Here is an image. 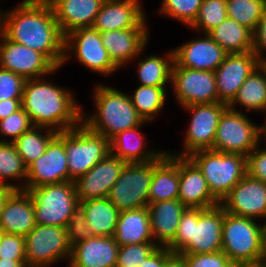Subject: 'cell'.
Returning <instances> with one entry per match:
<instances>
[{
    "mask_svg": "<svg viewBox=\"0 0 266 267\" xmlns=\"http://www.w3.org/2000/svg\"><path fill=\"white\" fill-rule=\"evenodd\" d=\"M4 13L2 34L13 42L42 53L57 69L64 62L65 36L47 0H24Z\"/></svg>",
    "mask_w": 266,
    "mask_h": 267,
    "instance_id": "1",
    "label": "cell"
},
{
    "mask_svg": "<svg viewBox=\"0 0 266 267\" xmlns=\"http://www.w3.org/2000/svg\"><path fill=\"white\" fill-rule=\"evenodd\" d=\"M72 92L43 78L26 79L21 108L29 115L33 126L63 132L82 123V108Z\"/></svg>",
    "mask_w": 266,
    "mask_h": 267,
    "instance_id": "2",
    "label": "cell"
},
{
    "mask_svg": "<svg viewBox=\"0 0 266 267\" xmlns=\"http://www.w3.org/2000/svg\"><path fill=\"white\" fill-rule=\"evenodd\" d=\"M224 209L186 208L180 218L175 238L166 246L173 253L205 254L222 251Z\"/></svg>",
    "mask_w": 266,
    "mask_h": 267,
    "instance_id": "3",
    "label": "cell"
},
{
    "mask_svg": "<svg viewBox=\"0 0 266 267\" xmlns=\"http://www.w3.org/2000/svg\"><path fill=\"white\" fill-rule=\"evenodd\" d=\"M94 93L96 114L82 116V123L89 130L110 140L121 131L147 123L137 113L126 93L103 84L96 85Z\"/></svg>",
    "mask_w": 266,
    "mask_h": 267,
    "instance_id": "4",
    "label": "cell"
},
{
    "mask_svg": "<svg viewBox=\"0 0 266 267\" xmlns=\"http://www.w3.org/2000/svg\"><path fill=\"white\" fill-rule=\"evenodd\" d=\"M188 158L204 175L212 195L219 201L247 174V156L238 153H222L198 150Z\"/></svg>",
    "mask_w": 266,
    "mask_h": 267,
    "instance_id": "5",
    "label": "cell"
},
{
    "mask_svg": "<svg viewBox=\"0 0 266 267\" xmlns=\"http://www.w3.org/2000/svg\"><path fill=\"white\" fill-rule=\"evenodd\" d=\"M224 211L222 252L234 263L260 261L266 242L265 224Z\"/></svg>",
    "mask_w": 266,
    "mask_h": 267,
    "instance_id": "6",
    "label": "cell"
},
{
    "mask_svg": "<svg viewBox=\"0 0 266 267\" xmlns=\"http://www.w3.org/2000/svg\"><path fill=\"white\" fill-rule=\"evenodd\" d=\"M25 191L33 200L36 224L66 228L79 205L74 181L25 188Z\"/></svg>",
    "mask_w": 266,
    "mask_h": 267,
    "instance_id": "7",
    "label": "cell"
},
{
    "mask_svg": "<svg viewBox=\"0 0 266 267\" xmlns=\"http://www.w3.org/2000/svg\"><path fill=\"white\" fill-rule=\"evenodd\" d=\"M64 147L69 181H75L110 153V140L81 123L64 131Z\"/></svg>",
    "mask_w": 266,
    "mask_h": 267,
    "instance_id": "8",
    "label": "cell"
},
{
    "mask_svg": "<svg viewBox=\"0 0 266 267\" xmlns=\"http://www.w3.org/2000/svg\"><path fill=\"white\" fill-rule=\"evenodd\" d=\"M168 154L146 163H127L112 186L108 199L120 211L148 206L149 188L154 167Z\"/></svg>",
    "mask_w": 266,
    "mask_h": 267,
    "instance_id": "9",
    "label": "cell"
},
{
    "mask_svg": "<svg viewBox=\"0 0 266 267\" xmlns=\"http://www.w3.org/2000/svg\"><path fill=\"white\" fill-rule=\"evenodd\" d=\"M261 135L262 126H256L243 112L228 107L220 117L213 150L248 156L259 146Z\"/></svg>",
    "mask_w": 266,
    "mask_h": 267,
    "instance_id": "10",
    "label": "cell"
},
{
    "mask_svg": "<svg viewBox=\"0 0 266 267\" xmlns=\"http://www.w3.org/2000/svg\"><path fill=\"white\" fill-rule=\"evenodd\" d=\"M27 267H49L71 256L65 227L52 225L36 226L25 236Z\"/></svg>",
    "mask_w": 266,
    "mask_h": 267,
    "instance_id": "11",
    "label": "cell"
},
{
    "mask_svg": "<svg viewBox=\"0 0 266 267\" xmlns=\"http://www.w3.org/2000/svg\"><path fill=\"white\" fill-rule=\"evenodd\" d=\"M64 50L63 63L70 57L68 51L71 50L75 51V58L93 72L106 76L119 69L103 46L100 32L93 27L77 28L66 34Z\"/></svg>",
    "mask_w": 266,
    "mask_h": 267,
    "instance_id": "12",
    "label": "cell"
},
{
    "mask_svg": "<svg viewBox=\"0 0 266 267\" xmlns=\"http://www.w3.org/2000/svg\"><path fill=\"white\" fill-rule=\"evenodd\" d=\"M192 116L184 139V152L174 156L188 157L198 150H213L214 139L222 113L228 105L222 102L194 104L183 107ZM192 111V112H191Z\"/></svg>",
    "mask_w": 266,
    "mask_h": 267,
    "instance_id": "13",
    "label": "cell"
},
{
    "mask_svg": "<svg viewBox=\"0 0 266 267\" xmlns=\"http://www.w3.org/2000/svg\"><path fill=\"white\" fill-rule=\"evenodd\" d=\"M170 83L182 107L218 102L214 71L193 70L174 61Z\"/></svg>",
    "mask_w": 266,
    "mask_h": 267,
    "instance_id": "14",
    "label": "cell"
},
{
    "mask_svg": "<svg viewBox=\"0 0 266 267\" xmlns=\"http://www.w3.org/2000/svg\"><path fill=\"white\" fill-rule=\"evenodd\" d=\"M69 181L64 131L58 132L48 143L45 152L27 167L25 188Z\"/></svg>",
    "mask_w": 266,
    "mask_h": 267,
    "instance_id": "15",
    "label": "cell"
},
{
    "mask_svg": "<svg viewBox=\"0 0 266 267\" xmlns=\"http://www.w3.org/2000/svg\"><path fill=\"white\" fill-rule=\"evenodd\" d=\"M0 39V68L25 79L42 78L57 71L42 53L8 40L2 33Z\"/></svg>",
    "mask_w": 266,
    "mask_h": 267,
    "instance_id": "16",
    "label": "cell"
},
{
    "mask_svg": "<svg viewBox=\"0 0 266 267\" xmlns=\"http://www.w3.org/2000/svg\"><path fill=\"white\" fill-rule=\"evenodd\" d=\"M261 64L253 51L228 53L214 71L218 102L229 105L247 77Z\"/></svg>",
    "mask_w": 266,
    "mask_h": 267,
    "instance_id": "17",
    "label": "cell"
},
{
    "mask_svg": "<svg viewBox=\"0 0 266 267\" xmlns=\"http://www.w3.org/2000/svg\"><path fill=\"white\" fill-rule=\"evenodd\" d=\"M224 211L239 217L266 218V183L246 174L221 200Z\"/></svg>",
    "mask_w": 266,
    "mask_h": 267,
    "instance_id": "18",
    "label": "cell"
},
{
    "mask_svg": "<svg viewBox=\"0 0 266 267\" xmlns=\"http://www.w3.org/2000/svg\"><path fill=\"white\" fill-rule=\"evenodd\" d=\"M127 163L109 153L87 173L75 181L78 202L107 198L115 181Z\"/></svg>",
    "mask_w": 266,
    "mask_h": 267,
    "instance_id": "19",
    "label": "cell"
},
{
    "mask_svg": "<svg viewBox=\"0 0 266 267\" xmlns=\"http://www.w3.org/2000/svg\"><path fill=\"white\" fill-rule=\"evenodd\" d=\"M138 0H105L92 25L99 32L147 29L145 13Z\"/></svg>",
    "mask_w": 266,
    "mask_h": 267,
    "instance_id": "20",
    "label": "cell"
},
{
    "mask_svg": "<svg viewBox=\"0 0 266 267\" xmlns=\"http://www.w3.org/2000/svg\"><path fill=\"white\" fill-rule=\"evenodd\" d=\"M178 199L186 208L207 209L220 204L210 192L202 172L188 157H179Z\"/></svg>",
    "mask_w": 266,
    "mask_h": 267,
    "instance_id": "21",
    "label": "cell"
},
{
    "mask_svg": "<svg viewBox=\"0 0 266 267\" xmlns=\"http://www.w3.org/2000/svg\"><path fill=\"white\" fill-rule=\"evenodd\" d=\"M173 52L174 61L179 66L204 71H215L228 54L207 34L204 38L181 44Z\"/></svg>",
    "mask_w": 266,
    "mask_h": 267,
    "instance_id": "22",
    "label": "cell"
},
{
    "mask_svg": "<svg viewBox=\"0 0 266 267\" xmlns=\"http://www.w3.org/2000/svg\"><path fill=\"white\" fill-rule=\"evenodd\" d=\"M119 245L113 237L95 236L71 247V267H115Z\"/></svg>",
    "mask_w": 266,
    "mask_h": 267,
    "instance_id": "23",
    "label": "cell"
},
{
    "mask_svg": "<svg viewBox=\"0 0 266 267\" xmlns=\"http://www.w3.org/2000/svg\"><path fill=\"white\" fill-rule=\"evenodd\" d=\"M60 31L65 36L74 29L92 27L105 0H47Z\"/></svg>",
    "mask_w": 266,
    "mask_h": 267,
    "instance_id": "24",
    "label": "cell"
},
{
    "mask_svg": "<svg viewBox=\"0 0 266 267\" xmlns=\"http://www.w3.org/2000/svg\"><path fill=\"white\" fill-rule=\"evenodd\" d=\"M148 32L147 29H121L100 34L110 58L121 68L144 50L149 40Z\"/></svg>",
    "mask_w": 266,
    "mask_h": 267,
    "instance_id": "25",
    "label": "cell"
},
{
    "mask_svg": "<svg viewBox=\"0 0 266 267\" xmlns=\"http://www.w3.org/2000/svg\"><path fill=\"white\" fill-rule=\"evenodd\" d=\"M35 226L32 198L27 191L17 190L8 199L0 216V228L3 233L25 237Z\"/></svg>",
    "mask_w": 266,
    "mask_h": 267,
    "instance_id": "26",
    "label": "cell"
},
{
    "mask_svg": "<svg viewBox=\"0 0 266 267\" xmlns=\"http://www.w3.org/2000/svg\"><path fill=\"white\" fill-rule=\"evenodd\" d=\"M147 207L152 238H155L158 246H167L176 236L181 215L186 207L179 199L150 203Z\"/></svg>",
    "mask_w": 266,
    "mask_h": 267,
    "instance_id": "27",
    "label": "cell"
},
{
    "mask_svg": "<svg viewBox=\"0 0 266 267\" xmlns=\"http://www.w3.org/2000/svg\"><path fill=\"white\" fill-rule=\"evenodd\" d=\"M113 238L119 246L155 242L148 207L120 212Z\"/></svg>",
    "mask_w": 266,
    "mask_h": 267,
    "instance_id": "28",
    "label": "cell"
},
{
    "mask_svg": "<svg viewBox=\"0 0 266 267\" xmlns=\"http://www.w3.org/2000/svg\"><path fill=\"white\" fill-rule=\"evenodd\" d=\"M179 157L168 154L154 167L148 204L178 199Z\"/></svg>",
    "mask_w": 266,
    "mask_h": 267,
    "instance_id": "29",
    "label": "cell"
},
{
    "mask_svg": "<svg viewBox=\"0 0 266 267\" xmlns=\"http://www.w3.org/2000/svg\"><path fill=\"white\" fill-rule=\"evenodd\" d=\"M140 126L117 133L110 139V153L126 163H146L157 159L163 151H150L139 132Z\"/></svg>",
    "mask_w": 266,
    "mask_h": 267,
    "instance_id": "30",
    "label": "cell"
},
{
    "mask_svg": "<svg viewBox=\"0 0 266 267\" xmlns=\"http://www.w3.org/2000/svg\"><path fill=\"white\" fill-rule=\"evenodd\" d=\"M95 236L113 237L120 211L108 198L79 202Z\"/></svg>",
    "mask_w": 266,
    "mask_h": 267,
    "instance_id": "31",
    "label": "cell"
},
{
    "mask_svg": "<svg viewBox=\"0 0 266 267\" xmlns=\"http://www.w3.org/2000/svg\"><path fill=\"white\" fill-rule=\"evenodd\" d=\"M227 53H243L253 50V31L227 18L207 33Z\"/></svg>",
    "mask_w": 266,
    "mask_h": 267,
    "instance_id": "32",
    "label": "cell"
},
{
    "mask_svg": "<svg viewBox=\"0 0 266 267\" xmlns=\"http://www.w3.org/2000/svg\"><path fill=\"white\" fill-rule=\"evenodd\" d=\"M237 103L248 111H266V63H262L247 77L228 107L237 111Z\"/></svg>",
    "mask_w": 266,
    "mask_h": 267,
    "instance_id": "33",
    "label": "cell"
},
{
    "mask_svg": "<svg viewBox=\"0 0 266 267\" xmlns=\"http://www.w3.org/2000/svg\"><path fill=\"white\" fill-rule=\"evenodd\" d=\"M174 64V52L167 54V57L158 55H149L142 61H139L138 77L140 85L165 87L166 83L171 81V72Z\"/></svg>",
    "mask_w": 266,
    "mask_h": 267,
    "instance_id": "34",
    "label": "cell"
},
{
    "mask_svg": "<svg viewBox=\"0 0 266 267\" xmlns=\"http://www.w3.org/2000/svg\"><path fill=\"white\" fill-rule=\"evenodd\" d=\"M22 180L24 184L17 185L7 183L6 179ZM25 179V180H23ZM27 180V166L17 153V149L13 142L0 140V186L11 187L15 190H25Z\"/></svg>",
    "mask_w": 266,
    "mask_h": 267,
    "instance_id": "35",
    "label": "cell"
},
{
    "mask_svg": "<svg viewBox=\"0 0 266 267\" xmlns=\"http://www.w3.org/2000/svg\"><path fill=\"white\" fill-rule=\"evenodd\" d=\"M43 129L45 131V133H43L44 135L41 133ZM56 134L57 132L51 129L33 126L13 143L17 149V153L28 167L45 152L48 143Z\"/></svg>",
    "mask_w": 266,
    "mask_h": 267,
    "instance_id": "36",
    "label": "cell"
},
{
    "mask_svg": "<svg viewBox=\"0 0 266 267\" xmlns=\"http://www.w3.org/2000/svg\"><path fill=\"white\" fill-rule=\"evenodd\" d=\"M166 91L165 87L140 85L129 98L137 113L149 122L163 108Z\"/></svg>",
    "mask_w": 266,
    "mask_h": 267,
    "instance_id": "37",
    "label": "cell"
},
{
    "mask_svg": "<svg viewBox=\"0 0 266 267\" xmlns=\"http://www.w3.org/2000/svg\"><path fill=\"white\" fill-rule=\"evenodd\" d=\"M227 16L254 31L266 10V0H226Z\"/></svg>",
    "mask_w": 266,
    "mask_h": 267,
    "instance_id": "38",
    "label": "cell"
},
{
    "mask_svg": "<svg viewBox=\"0 0 266 267\" xmlns=\"http://www.w3.org/2000/svg\"><path fill=\"white\" fill-rule=\"evenodd\" d=\"M227 18L226 0H203L196 19L189 27L207 34Z\"/></svg>",
    "mask_w": 266,
    "mask_h": 267,
    "instance_id": "39",
    "label": "cell"
},
{
    "mask_svg": "<svg viewBox=\"0 0 266 267\" xmlns=\"http://www.w3.org/2000/svg\"><path fill=\"white\" fill-rule=\"evenodd\" d=\"M160 12L191 25L198 15L203 0H163Z\"/></svg>",
    "mask_w": 266,
    "mask_h": 267,
    "instance_id": "40",
    "label": "cell"
},
{
    "mask_svg": "<svg viewBox=\"0 0 266 267\" xmlns=\"http://www.w3.org/2000/svg\"><path fill=\"white\" fill-rule=\"evenodd\" d=\"M158 247L155 242L119 246L115 267H142L145 259Z\"/></svg>",
    "mask_w": 266,
    "mask_h": 267,
    "instance_id": "41",
    "label": "cell"
},
{
    "mask_svg": "<svg viewBox=\"0 0 266 267\" xmlns=\"http://www.w3.org/2000/svg\"><path fill=\"white\" fill-rule=\"evenodd\" d=\"M32 127L33 123L29 115L22 108L0 120V134L5 137H11L10 142H14Z\"/></svg>",
    "mask_w": 266,
    "mask_h": 267,
    "instance_id": "42",
    "label": "cell"
},
{
    "mask_svg": "<svg viewBox=\"0 0 266 267\" xmlns=\"http://www.w3.org/2000/svg\"><path fill=\"white\" fill-rule=\"evenodd\" d=\"M66 231L67 240L71 247L77 244L78 242L95 237V234L90 229L86 221L84 211L79 205L70 215Z\"/></svg>",
    "mask_w": 266,
    "mask_h": 267,
    "instance_id": "43",
    "label": "cell"
},
{
    "mask_svg": "<svg viewBox=\"0 0 266 267\" xmlns=\"http://www.w3.org/2000/svg\"><path fill=\"white\" fill-rule=\"evenodd\" d=\"M25 81L23 76L0 68V102L6 99H22Z\"/></svg>",
    "mask_w": 266,
    "mask_h": 267,
    "instance_id": "44",
    "label": "cell"
},
{
    "mask_svg": "<svg viewBox=\"0 0 266 267\" xmlns=\"http://www.w3.org/2000/svg\"><path fill=\"white\" fill-rule=\"evenodd\" d=\"M0 258L26 261L25 237L2 233L0 237Z\"/></svg>",
    "mask_w": 266,
    "mask_h": 267,
    "instance_id": "45",
    "label": "cell"
},
{
    "mask_svg": "<svg viewBox=\"0 0 266 267\" xmlns=\"http://www.w3.org/2000/svg\"><path fill=\"white\" fill-rule=\"evenodd\" d=\"M187 267H233L234 263L222 252L205 254H181Z\"/></svg>",
    "mask_w": 266,
    "mask_h": 267,
    "instance_id": "46",
    "label": "cell"
},
{
    "mask_svg": "<svg viewBox=\"0 0 266 267\" xmlns=\"http://www.w3.org/2000/svg\"><path fill=\"white\" fill-rule=\"evenodd\" d=\"M247 174L266 183V149L257 146L247 156Z\"/></svg>",
    "mask_w": 266,
    "mask_h": 267,
    "instance_id": "47",
    "label": "cell"
},
{
    "mask_svg": "<svg viewBox=\"0 0 266 267\" xmlns=\"http://www.w3.org/2000/svg\"><path fill=\"white\" fill-rule=\"evenodd\" d=\"M266 51V10L258 21L256 29L253 31V52L262 62H266V57L263 58L262 51Z\"/></svg>",
    "mask_w": 266,
    "mask_h": 267,
    "instance_id": "48",
    "label": "cell"
},
{
    "mask_svg": "<svg viewBox=\"0 0 266 267\" xmlns=\"http://www.w3.org/2000/svg\"><path fill=\"white\" fill-rule=\"evenodd\" d=\"M173 252L166 246H158L144 261L142 267H164Z\"/></svg>",
    "mask_w": 266,
    "mask_h": 267,
    "instance_id": "49",
    "label": "cell"
},
{
    "mask_svg": "<svg viewBox=\"0 0 266 267\" xmlns=\"http://www.w3.org/2000/svg\"><path fill=\"white\" fill-rule=\"evenodd\" d=\"M21 108V99H6L0 102V120Z\"/></svg>",
    "mask_w": 266,
    "mask_h": 267,
    "instance_id": "50",
    "label": "cell"
},
{
    "mask_svg": "<svg viewBox=\"0 0 266 267\" xmlns=\"http://www.w3.org/2000/svg\"><path fill=\"white\" fill-rule=\"evenodd\" d=\"M164 267H187L186 261L181 254L172 253L165 261Z\"/></svg>",
    "mask_w": 266,
    "mask_h": 267,
    "instance_id": "51",
    "label": "cell"
},
{
    "mask_svg": "<svg viewBox=\"0 0 266 267\" xmlns=\"http://www.w3.org/2000/svg\"><path fill=\"white\" fill-rule=\"evenodd\" d=\"M17 190L7 187L0 186V216L4 211L8 199L16 192Z\"/></svg>",
    "mask_w": 266,
    "mask_h": 267,
    "instance_id": "52",
    "label": "cell"
},
{
    "mask_svg": "<svg viewBox=\"0 0 266 267\" xmlns=\"http://www.w3.org/2000/svg\"><path fill=\"white\" fill-rule=\"evenodd\" d=\"M0 267H27L26 261H16L0 258Z\"/></svg>",
    "mask_w": 266,
    "mask_h": 267,
    "instance_id": "53",
    "label": "cell"
},
{
    "mask_svg": "<svg viewBox=\"0 0 266 267\" xmlns=\"http://www.w3.org/2000/svg\"><path fill=\"white\" fill-rule=\"evenodd\" d=\"M233 267H264V265L260 262H248V263H237L234 264Z\"/></svg>",
    "mask_w": 266,
    "mask_h": 267,
    "instance_id": "54",
    "label": "cell"
},
{
    "mask_svg": "<svg viewBox=\"0 0 266 267\" xmlns=\"http://www.w3.org/2000/svg\"><path fill=\"white\" fill-rule=\"evenodd\" d=\"M260 262L264 265V267H266V242H265V245H264V249H263V252H262V255H261Z\"/></svg>",
    "mask_w": 266,
    "mask_h": 267,
    "instance_id": "55",
    "label": "cell"
},
{
    "mask_svg": "<svg viewBox=\"0 0 266 267\" xmlns=\"http://www.w3.org/2000/svg\"><path fill=\"white\" fill-rule=\"evenodd\" d=\"M1 11V10H0ZM4 14L2 15L0 12V33H2L3 27H4Z\"/></svg>",
    "mask_w": 266,
    "mask_h": 267,
    "instance_id": "56",
    "label": "cell"
},
{
    "mask_svg": "<svg viewBox=\"0 0 266 267\" xmlns=\"http://www.w3.org/2000/svg\"><path fill=\"white\" fill-rule=\"evenodd\" d=\"M264 133H265V134H264ZM262 134H264L265 137H266V123H265V125L262 126ZM265 140H266V139H265Z\"/></svg>",
    "mask_w": 266,
    "mask_h": 267,
    "instance_id": "57",
    "label": "cell"
},
{
    "mask_svg": "<svg viewBox=\"0 0 266 267\" xmlns=\"http://www.w3.org/2000/svg\"><path fill=\"white\" fill-rule=\"evenodd\" d=\"M2 233H3V231H2L1 228H0V237H1Z\"/></svg>",
    "mask_w": 266,
    "mask_h": 267,
    "instance_id": "58",
    "label": "cell"
}]
</instances>
